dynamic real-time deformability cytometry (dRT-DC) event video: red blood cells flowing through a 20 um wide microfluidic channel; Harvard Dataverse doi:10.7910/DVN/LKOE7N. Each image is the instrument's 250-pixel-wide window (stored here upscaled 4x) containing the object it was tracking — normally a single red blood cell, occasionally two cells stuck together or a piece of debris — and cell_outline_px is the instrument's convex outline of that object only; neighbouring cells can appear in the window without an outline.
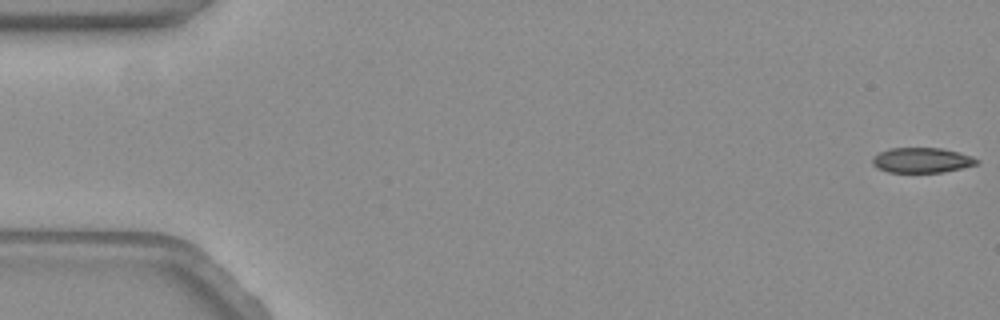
{"species": "common noctule bat (a hibernating species)", "species_latin": "Nyctalus noctula", "temperature_condition": "warm", "stored_images_in_passage": 61, "camera_frame_rate_fps": 3000, "um_per_image_px": 0.085, "animal": {"sex": "female", "body_mass_g": 19.3, "forearm_length_mm": 54.1}, "frame": {"image": 1, "passage_image": 1, "time_ms": 0.0, "image_size_px": [1000, 320], "cell_outline_px": [[980, 160], [976, 164], [960, 168], [940, 172], [888, 172], [876, 168], [872, 164], [872, 156], [880, 152], [892, 148], [940, 148], [972, 156]], "centroid_in_image_um": [78.3, 13.62], "position_along_channel_um": 6.7, "area_um2": 15.09}}
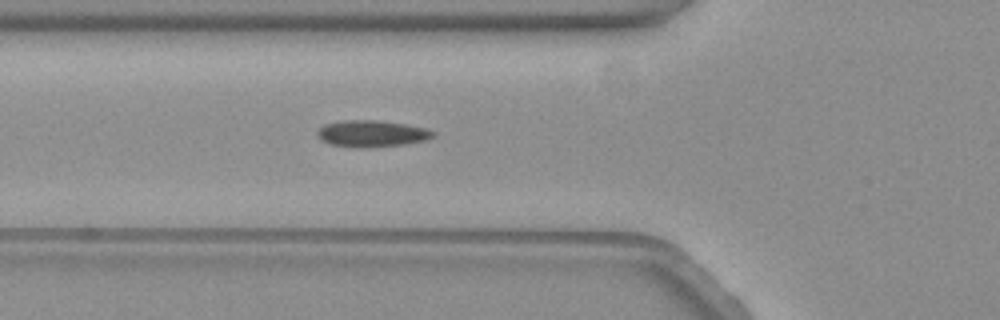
{"frame": {"image": 2, "passage_image": 22, "time_ms": 7.0, "image_size_px": [1000, 320], "cell_outline_px": [[436, 136], [428, 140], [404, 144], [364, 148], [356, 148], [332, 144], [320, 140], [316, 136], [316, 132], [324, 124], [340, 120], [376, 120], [404, 124], [424, 128], [436, 132]], "centroid_in_image_um": [31.58, 11.36], "position_along_channel_um": 94.2, "area_um2": 18.09}}
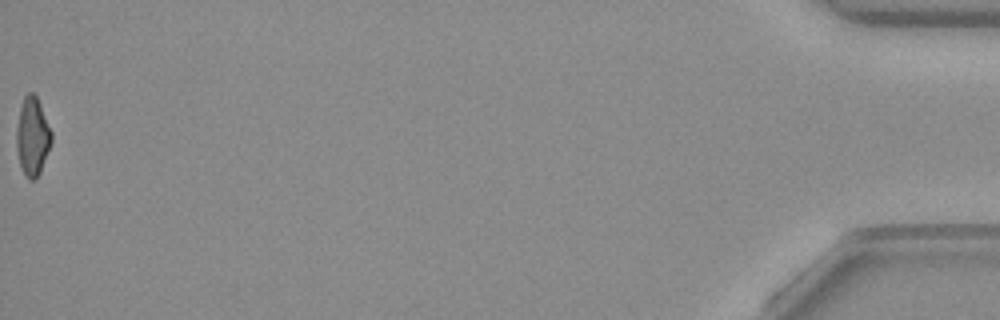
{"frame": {"image": 3, "passage_image": 61, "time_ms": 20.0, "image_size_px": [1000, 320], "cell_outline_px": [[52, 140], [40, 172], [36, 180], [28, 180], [24, 176], [20, 164], [16, 148], [16, 128], [20, 108], [24, 96], [28, 92], [32, 92], [36, 96], [40, 104], [52, 132]], "centroid_in_image_um": [2.75, 11.62], "position_along_channel_um": 432.5, "area_um2": 16.01}, "authors_computed_cell_mechanics": {"area_um2": 16.8198, "velocity_mm_per_s": 3.4445, "shape_relaxation_time_tau1_ms": null, "shape_relaxation_time_tau2_ms": 5.4795, "deformation_change_tau1": null, "deformation_change_tau2": 0.1229}}